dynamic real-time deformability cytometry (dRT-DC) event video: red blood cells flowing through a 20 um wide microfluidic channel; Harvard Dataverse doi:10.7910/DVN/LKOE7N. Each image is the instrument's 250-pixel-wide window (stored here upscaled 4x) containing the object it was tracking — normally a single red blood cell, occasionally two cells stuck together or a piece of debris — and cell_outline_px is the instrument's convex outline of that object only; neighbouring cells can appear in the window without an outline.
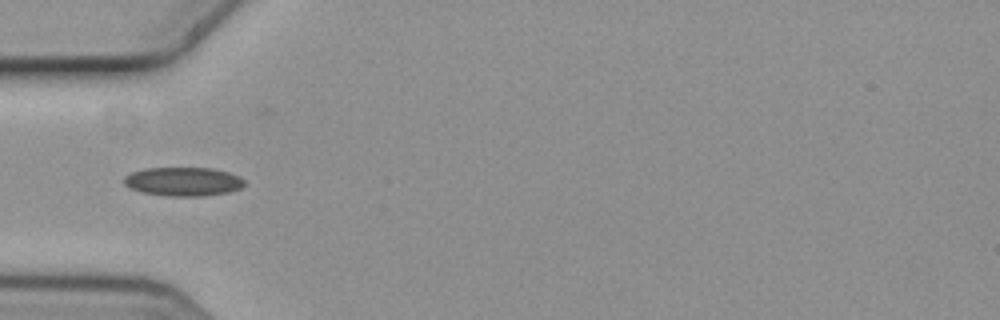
{"species": "common noctule bat (a hibernating species)", "species_latin": "Nyctalus noctula", "temperature_condition": "cold", "stored_images_in_passage": 2, "camera_frame_rate_fps": 3000, "um_per_image_px": 0.085, "animal": {"sex": "female", "body_mass_g": 19.3, "forearm_length_mm": 54.1}, "frame": {"image": 1, "passage_image": 1, "time_ms": 0.0, "image_size_px": [1000, 320], "cell_outline_px": [[244, 184], [240, 188], [228, 192], [204, 196], [168, 196], [140, 192], [128, 188], [124, 184], [124, 176], [132, 172], [144, 168], [212, 168], [228, 172], [240, 176], [244, 180]], "centroid_in_image_um": [15.55, 15.43], "position_along_channel_um": 69.5, "area_um2": 20.35}}
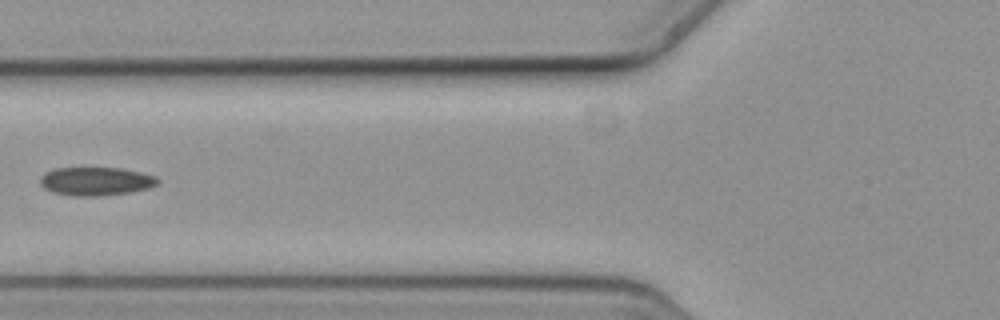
{"frame": {"image": 2, "passage_image": 2, "time_ms": 0.333, "image_size_px": [1000, 320], "cell_outline_px": [[160, 180], [156, 184], [148, 188], [132, 192], [100, 196], [72, 196], [52, 192], [44, 188], [40, 184], [40, 176], [44, 172], [56, 168], [120, 168], [140, 172], [156, 176]], "centroid_in_image_um": [8.13, 15.41], "position_along_channel_um": 117.7, "area_um2": 19.59}}